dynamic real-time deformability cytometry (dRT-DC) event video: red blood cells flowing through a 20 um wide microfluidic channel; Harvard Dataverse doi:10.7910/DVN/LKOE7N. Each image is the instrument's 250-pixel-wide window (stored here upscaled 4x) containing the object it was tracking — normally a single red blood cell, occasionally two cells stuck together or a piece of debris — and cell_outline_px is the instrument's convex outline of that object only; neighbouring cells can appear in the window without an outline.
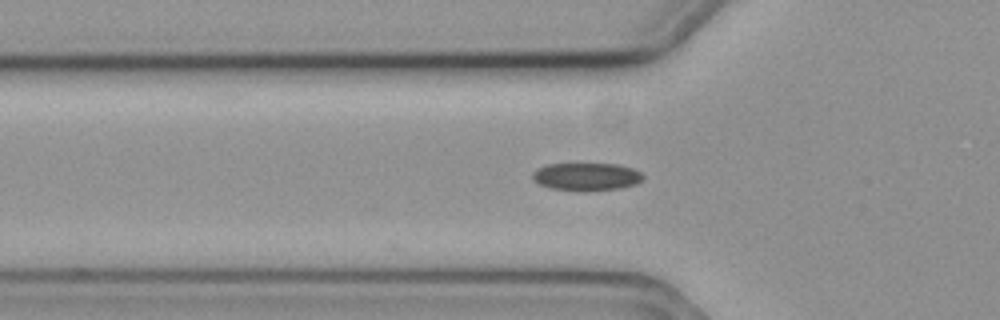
{"species": "common noctule bat (a hibernating species)", "species_latin": "Nyctalus noctula", "temperature_condition": "cold", "stored_images_in_passage": 34, "camera_frame_rate_fps": 3000, "um_per_image_px": 0.085, "animal": {"sex": "female", "body_mass_g": 19.3, "forearm_length_mm": 54.1}, "frame": {"image": 1, "passage_image": 2, "time_ms": 0.333, "image_size_px": [1000, 320], "cell_outline_px": [[644, 180], [636, 184], [620, 188], [552, 188], [540, 184], [532, 180], [532, 172], [536, 168], [548, 164], [616, 164], [632, 168], [640, 172], [644, 176]], "centroid_in_image_um": [49.85, 14.96], "position_along_channel_um": 75.9, "area_um2": 17.11}}
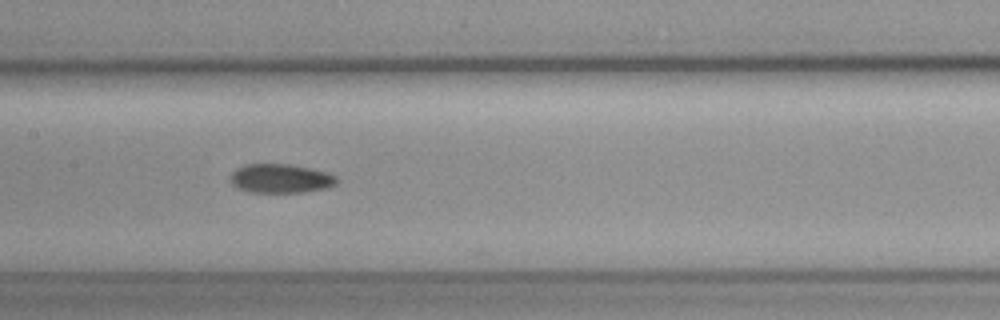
{"frame": {"image": 2, "passage_image": 11, "time_ms": 3.333, "image_size_px": [1000, 320], "cell_outline_px": [[340, 180], [336, 184], [328, 188], [304, 192], [252, 192], [236, 188], [228, 180], [228, 176], [236, 168], [244, 164], [288, 164], [328, 172], [336, 176]], "centroid_in_image_um": [23.83, 15.17], "position_along_channel_um": 183.6, "area_um2": 18.26}}
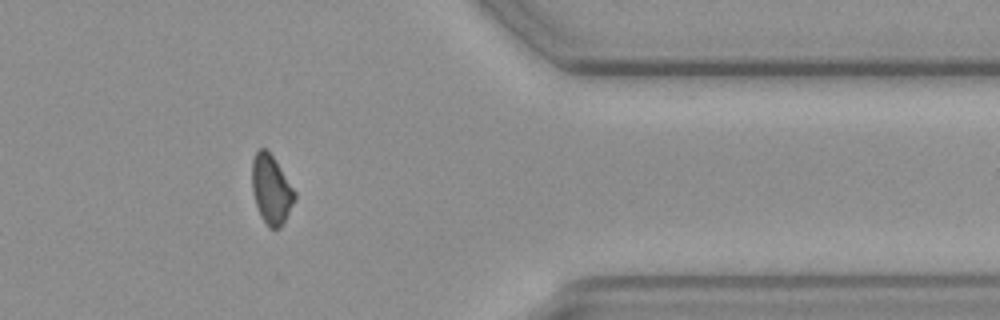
{"frame": {"image": 3, "passage_image": 30, "time_ms": 9.667, "image_size_px": [1000, 320], "cell_outline_px": [[296, 196], [280, 228], [268, 228], [260, 216], [252, 192], [252, 160], [256, 152], [260, 148], [264, 148], [272, 156], [296, 192]], "centroid_in_image_um": [23.03, 16.12], "position_along_channel_um": 388.4, "area_um2": 16.82}}